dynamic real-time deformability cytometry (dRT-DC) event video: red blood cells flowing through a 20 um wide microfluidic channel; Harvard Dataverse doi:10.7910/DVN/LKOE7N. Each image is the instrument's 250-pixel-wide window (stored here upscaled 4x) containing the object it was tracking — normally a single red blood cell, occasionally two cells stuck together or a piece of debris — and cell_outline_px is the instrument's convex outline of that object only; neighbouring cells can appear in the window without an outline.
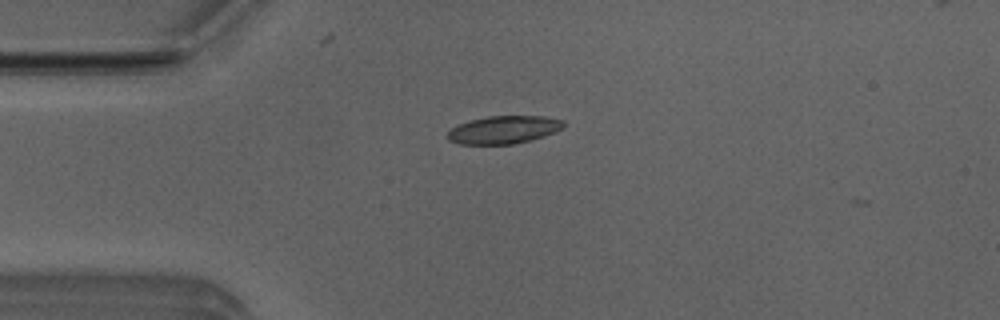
{"species": "Egyptian fruit bat (a non-hibernating species)", "species_latin": "Rousettus aegyptiacus", "temperature_condition": "room temperature", "stored_images_in_passage": 4, "camera_frame_rate_fps": 3000, "um_per_image_px": 0.085, "animal": {"sex": "male"}, "frame": {"image": 1, "passage_image": 2, "time_ms": 0.333, "image_size_px": [1000, 320], "cell_outline_px": [[564, 128], [544, 136], [532, 140], [512, 144], [460, 144], [448, 140], [448, 132], [452, 128], [460, 124], [472, 120], [488, 116], [544, 116], [564, 120]], "centroid_in_image_um": [42.86, 11.03], "position_along_channel_um": 42.1, "area_um2": 18.73}}